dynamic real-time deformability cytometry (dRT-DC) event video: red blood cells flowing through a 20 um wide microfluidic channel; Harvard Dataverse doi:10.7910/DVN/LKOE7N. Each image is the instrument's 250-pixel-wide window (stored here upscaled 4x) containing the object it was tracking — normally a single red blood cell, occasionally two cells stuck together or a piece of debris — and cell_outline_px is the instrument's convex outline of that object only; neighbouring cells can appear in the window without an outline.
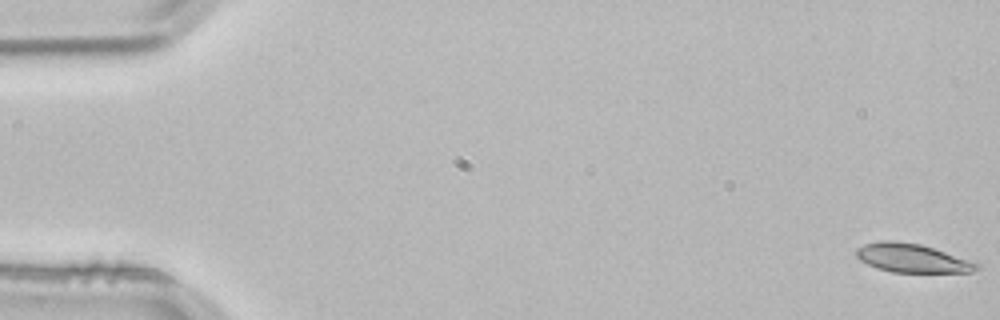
{"species": "common noctule bat (a hibernating species)", "species_latin": "Nyctalus noctula", "temperature_condition": "room temperature", "stored_images_in_passage": 17, "camera_frame_rate_fps": 3000, "um_per_image_px": 0.085, "animal": {"sex": "male", "body_mass_g": 21.5, "forearm_length_mm": 52.0}, "frame": {"image": 1, "passage_image": 1, "time_ms": 0.0, "image_size_px": [1000, 320], "cell_outline_px": [[980, 268], [972, 272], [892, 272], [876, 268], [860, 260], [856, 256], [856, 248], [864, 244], [880, 240], [892, 240], [920, 244], [976, 260], [980, 264]], "centroid_in_image_um": [77.59, 21.93], "position_along_channel_um": 7.4, "area_um2": 20.52}}
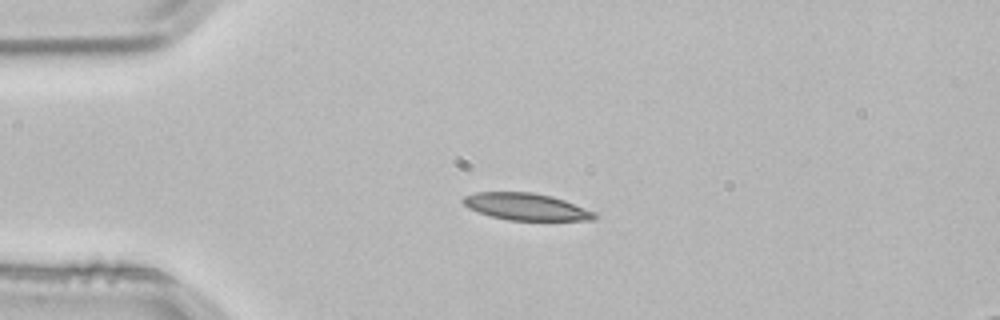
{"frame": {"image": 2, "passage_image": 13, "time_ms": 4.0, "image_size_px": [1000, 320], "cell_outline_px": [[596, 216], [592, 220], [508, 220], [492, 216], [468, 208], [460, 200], [464, 196], [476, 192], [532, 192], [552, 196], [564, 200], [596, 212]], "centroid_in_image_um": [44.7, 17.56], "position_along_channel_um": 40.3, "area_um2": 20.52}}